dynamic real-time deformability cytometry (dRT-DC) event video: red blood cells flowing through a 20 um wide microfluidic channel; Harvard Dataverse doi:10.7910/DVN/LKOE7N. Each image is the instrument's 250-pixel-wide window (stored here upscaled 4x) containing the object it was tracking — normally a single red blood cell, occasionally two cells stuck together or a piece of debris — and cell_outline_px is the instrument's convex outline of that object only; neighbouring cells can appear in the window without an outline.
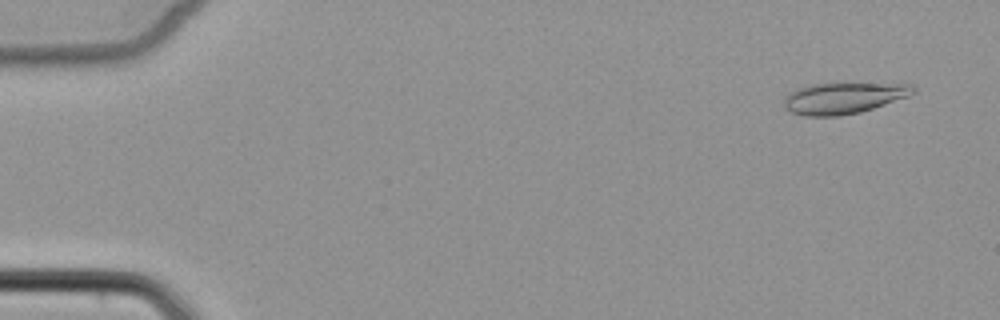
{"species": "common noctule bat (a hibernating species)", "species_latin": "Nyctalus noctula", "temperature_condition": "cold", "stored_images_in_passage": 5, "camera_frame_rate_fps": 3000, "um_per_image_px": 0.085, "animal": {"sex": "female", "body_mass_g": 22.7, "forearm_length_mm": 54.2}, "frame": {"image": 1, "passage_image": 2, "time_ms": 1.0, "image_size_px": [1000, 320], "cell_outline_px": [[916, 92], [908, 96], [860, 112], [840, 116], [804, 116], [792, 112], [784, 108], [784, 96], [788, 92], [796, 88], [812, 84], [912, 84], [916, 88]], "centroid_in_image_um": [71.64, 8.34], "position_along_channel_um": 13.4, "area_um2": 23.35}}
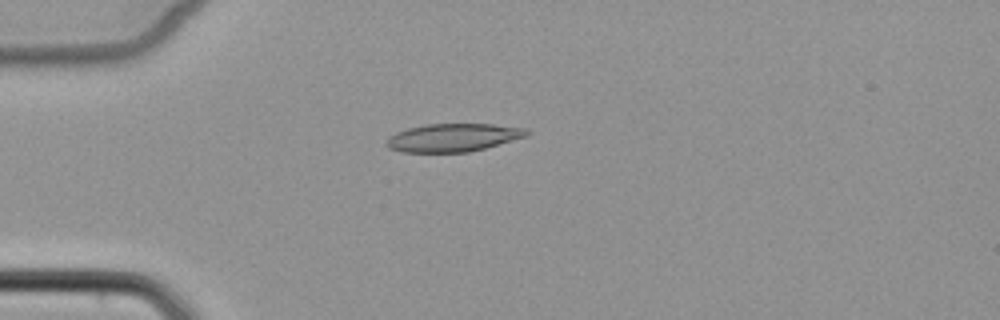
{"frame": {"image": 2, "passage_image": 5, "time_ms": 4.667, "image_size_px": [1000, 320], "cell_outline_px": [[532, 132], [528, 136], [484, 148], [468, 152], [404, 152], [388, 148], [384, 144], [388, 136], [396, 132], [408, 128], [428, 124], [492, 124], [528, 128]], "centroid_in_image_um": [38.52, 11.69], "position_along_channel_um": 46.5, "area_um2": 23.06}}